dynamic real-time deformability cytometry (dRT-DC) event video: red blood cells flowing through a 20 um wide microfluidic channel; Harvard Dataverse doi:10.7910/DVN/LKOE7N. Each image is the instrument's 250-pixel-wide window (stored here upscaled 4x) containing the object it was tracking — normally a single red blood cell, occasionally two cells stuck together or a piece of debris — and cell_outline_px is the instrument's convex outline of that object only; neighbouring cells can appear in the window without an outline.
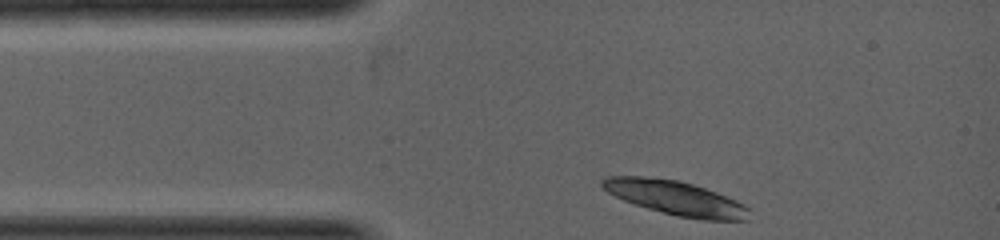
{"species": "common noctule bat (a hibernating species)", "species_latin": "Nyctalus noctula", "temperature_condition": "warm", "stored_images_in_passage": 2, "camera_frame_rate_fps": 5000, "um_per_image_px": 0.085, "animal": {"sex": "female", "body_mass_g": 19.0, "forearm_length_mm": 53.3}, "frame": {"image": 1, "passage_image": 1, "time_ms": 0.0, "image_size_px": [1000, 240], "cell_outline_px": [[748, 220], [704, 220], [676, 216], [648, 208], [624, 200], [608, 192], [600, 184], [600, 180], [608, 176], [640, 176], [676, 180], [692, 184], [716, 192], [736, 200], [748, 208]], "centroid_in_image_um": [57.41, 16.83], "position_along_channel_um": 27.6, "area_um2": 28.9}}